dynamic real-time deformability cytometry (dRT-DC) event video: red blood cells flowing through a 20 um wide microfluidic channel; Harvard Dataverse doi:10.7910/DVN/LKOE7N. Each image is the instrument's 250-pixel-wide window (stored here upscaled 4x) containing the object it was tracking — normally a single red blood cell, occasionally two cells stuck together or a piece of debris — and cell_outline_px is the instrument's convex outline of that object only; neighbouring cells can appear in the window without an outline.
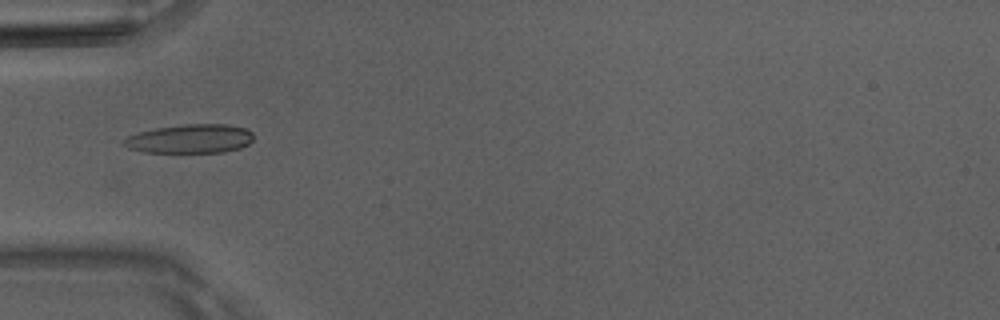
{"species": "Egyptian fruit bat (a non-hibernating species)", "species_latin": "Rousettus aegyptiacus", "temperature_condition": "room temperature", "stored_images_in_passage": 35, "camera_frame_rate_fps": 3000, "um_per_image_px": 0.085, "animal": {"sex": "male"}, "frame": {"image": 1, "passage_image": 1, "time_ms": 0.0, "image_size_px": [1000, 320], "cell_outline_px": [[252, 140], [248, 144], [240, 148], [224, 152], [144, 152], [128, 148], [120, 140], [128, 136], [140, 132], [156, 128], [184, 124], [228, 124], [244, 128], [252, 132]], "centroid_in_image_um": [16.15, 11.79], "position_along_channel_um": 68.8, "area_um2": 21.79}}
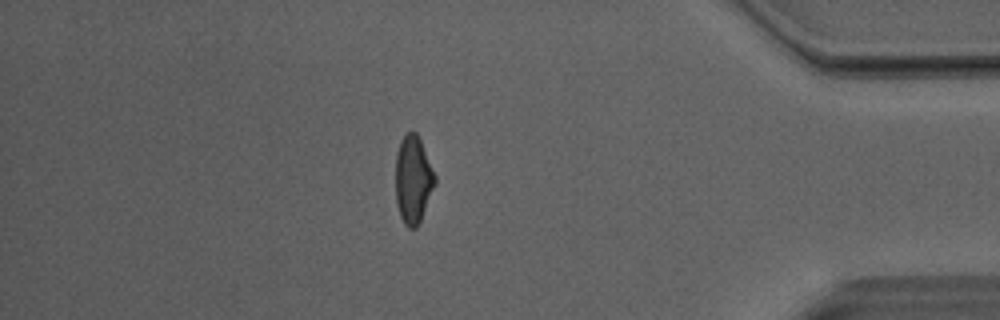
{"frame": {"image": 2, "passage_image": 28, "time_ms": 9.0, "image_size_px": [1000, 320], "cell_outline_px": [[436, 184], [420, 220], [416, 228], [408, 228], [404, 224], [400, 216], [396, 200], [396, 152], [400, 140], [408, 132], [416, 132], [420, 140], [436, 176]], "centroid_in_image_um": [35.11, 15.27], "position_along_channel_um": 400.1, "area_um2": 20.0}}
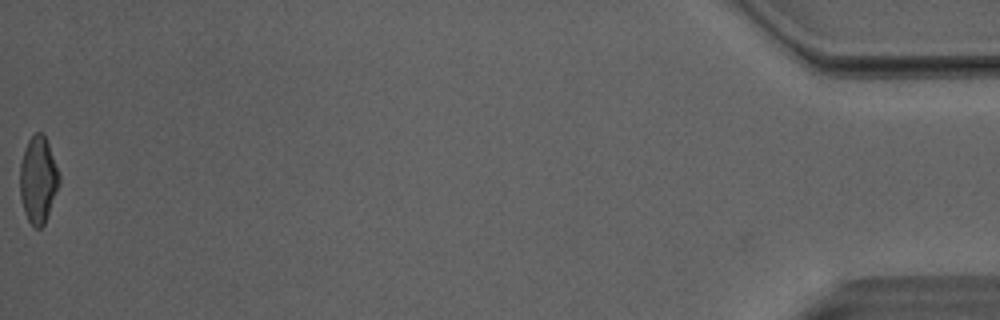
{"frame": {"image": 3, "passage_image": 35, "time_ms": 11.333, "image_size_px": [1000, 320], "cell_outline_px": [[60, 184], [44, 224], [40, 228], [36, 228], [28, 220], [24, 212], [20, 196], [20, 164], [24, 148], [28, 140], [36, 132], [40, 132], [44, 136], [48, 144], [60, 176]], "centroid_in_image_um": [3.23, 15.29], "position_along_channel_um": 432.0, "area_um2": 19.65}, "authors_computed_cell_mechanics": {"area_um2": 20.1144, "velocity_mm_per_s": 4.1008, "shape_relaxation_time_tau1_ms": 4.9262, "shape_relaxation_time_tau2_ms": 2.5619, "deformation_change_tau1": 0.1641, "deformation_change_tau2": 0.0784}}